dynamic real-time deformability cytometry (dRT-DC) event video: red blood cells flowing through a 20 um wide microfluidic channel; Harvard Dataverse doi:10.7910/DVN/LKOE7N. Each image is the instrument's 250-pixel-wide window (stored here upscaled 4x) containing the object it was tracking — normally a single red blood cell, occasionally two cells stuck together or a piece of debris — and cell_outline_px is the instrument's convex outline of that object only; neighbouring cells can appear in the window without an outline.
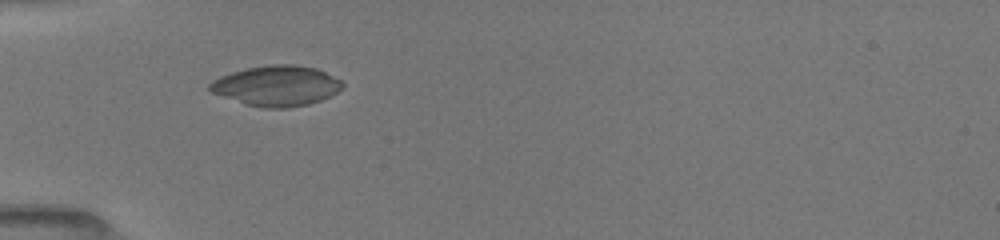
{"species": "common noctule bat (a hibernating species)", "species_latin": "Nyctalus noctula", "temperature_condition": "room temperature", "stored_images_in_passage": 11, "camera_frame_rate_fps": 3000, "um_per_image_px": 0.085, "animal": {"sex": "female", "body_mass_g": 19.5, "forearm_length_mm": 54.1}, "frame": {"image": 1, "passage_image": 7, "time_ms": 5.667, "image_size_px": [1000, 240], "cell_outline_px": [[344, 88], [320, 100], [308, 104], [288, 108], [264, 108], [248, 104], [212, 92], [208, 88], [208, 84], [212, 80], [220, 76], [232, 72], [248, 68], [272, 64], [296, 64], [316, 68], [340, 80], [344, 84]], "centroid_in_image_um": [23.52, 7.28], "position_along_channel_um": 61.5, "area_um2": 30.87}}
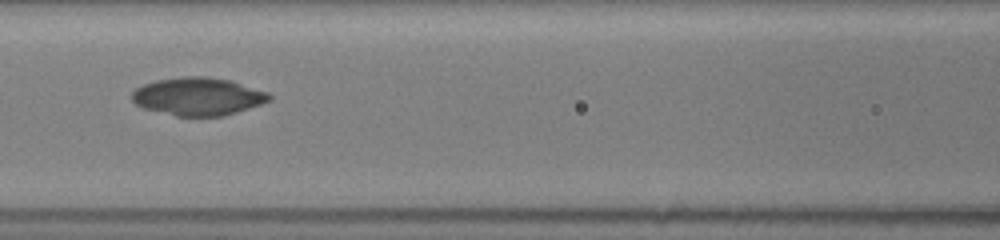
{"frame": {"image": 2, "passage_image": 10, "time_ms": 8.0, "image_size_px": [1000, 240], "cell_outline_px": [[272, 100], [224, 116], [176, 116], [144, 108], [136, 104], [132, 100], [132, 92], [136, 88], [144, 84], [156, 80], [184, 76], [204, 76], [228, 80], [268, 92], [272, 96]], "centroid_in_image_um": [16.82, 8.2], "position_along_channel_um": 149.8, "area_um2": 30.11}}